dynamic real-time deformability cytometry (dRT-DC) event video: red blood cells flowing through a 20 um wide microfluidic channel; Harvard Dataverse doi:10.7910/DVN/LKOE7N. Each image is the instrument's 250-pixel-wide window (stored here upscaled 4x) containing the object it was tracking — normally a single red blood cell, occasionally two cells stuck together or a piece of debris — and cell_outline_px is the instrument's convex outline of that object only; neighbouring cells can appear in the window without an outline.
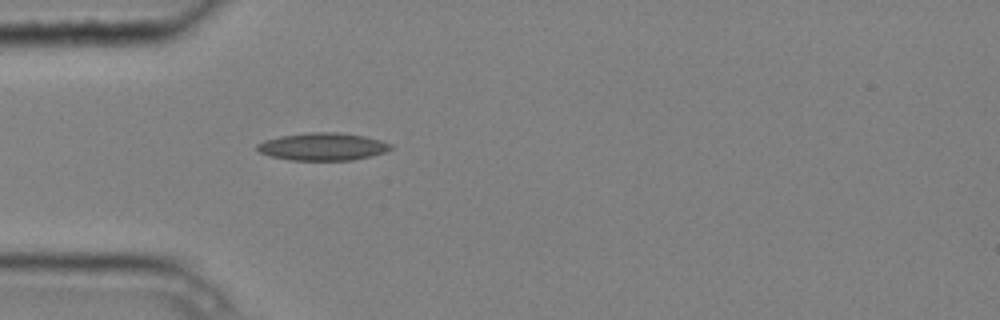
{"species": "common noctule bat (a hibernating species)", "species_latin": "Nyctalus noctula", "temperature_condition": "cold", "stored_images_in_passage": 1, "camera_frame_rate_fps": 3000, "um_per_image_px": 0.085, "animal": {"sex": "male", "body_mass_g": 20.4}, "frame": {"image": 1, "passage_image": 1, "time_ms": 0.0, "image_size_px": [1000, 320], "cell_outline_px": [[392, 148], [384, 152], [372, 156], [352, 160], [288, 160], [272, 156], [260, 152], [256, 148], [256, 144], [264, 140], [280, 136], [308, 132], [340, 132], [364, 136], [380, 140], [392, 144]], "centroid_in_image_um": [27.43, 12.46], "position_along_channel_um": 57.6, "area_um2": 21.5}}